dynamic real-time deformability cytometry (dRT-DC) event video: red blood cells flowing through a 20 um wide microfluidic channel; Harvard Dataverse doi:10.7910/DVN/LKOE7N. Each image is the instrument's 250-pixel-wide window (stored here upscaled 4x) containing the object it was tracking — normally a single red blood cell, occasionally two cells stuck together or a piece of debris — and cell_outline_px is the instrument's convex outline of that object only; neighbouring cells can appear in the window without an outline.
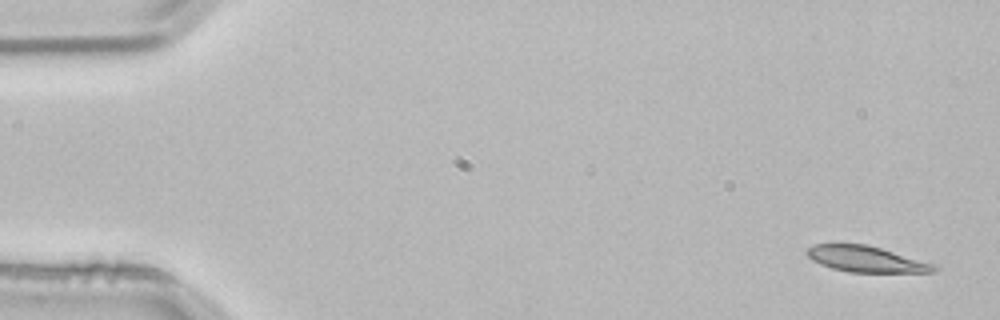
{"species": "common noctule bat (a hibernating species)", "species_latin": "Nyctalus noctula", "temperature_condition": "room temperature", "stored_images_in_passage": 3, "camera_frame_rate_fps": 3000, "um_per_image_px": 0.085, "animal": {"sex": "male", "body_mass_g": 21.5, "forearm_length_mm": 52.0}, "frame": {"image": 1, "passage_image": 1, "time_ms": 0.0, "image_size_px": [1000, 320], "cell_outline_px": [[936, 272], [848, 272], [832, 268], [820, 264], [812, 260], [804, 252], [808, 248], [816, 244], [864, 244], [880, 248], [932, 264], [936, 268]], "centroid_in_image_um": [73.53, 22.03], "position_along_channel_um": 11.5, "area_um2": 18.79}}